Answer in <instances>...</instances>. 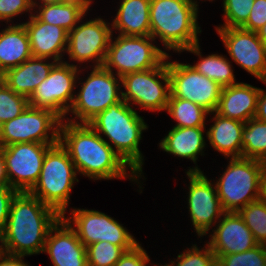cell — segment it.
I'll return each mask as SVG.
<instances>
[{
  "label": "cell",
  "instance_id": "cell-1",
  "mask_svg": "<svg viewBox=\"0 0 266 266\" xmlns=\"http://www.w3.org/2000/svg\"><path fill=\"white\" fill-rule=\"evenodd\" d=\"M59 142L67 150L77 174L92 180L128 179L141 184L140 177L89 124L62 120ZM130 169V172L127 171ZM129 172V175L127 174Z\"/></svg>",
  "mask_w": 266,
  "mask_h": 266
},
{
  "label": "cell",
  "instance_id": "cell-2",
  "mask_svg": "<svg viewBox=\"0 0 266 266\" xmlns=\"http://www.w3.org/2000/svg\"><path fill=\"white\" fill-rule=\"evenodd\" d=\"M61 216L29 192L13 198L0 241L1 253L25 257L43 253L49 230Z\"/></svg>",
  "mask_w": 266,
  "mask_h": 266
},
{
  "label": "cell",
  "instance_id": "cell-3",
  "mask_svg": "<svg viewBox=\"0 0 266 266\" xmlns=\"http://www.w3.org/2000/svg\"><path fill=\"white\" fill-rule=\"evenodd\" d=\"M124 162L141 178L144 156L139 150L144 130L148 129L142 116L123 99L110 105L88 123ZM103 136H102V135Z\"/></svg>",
  "mask_w": 266,
  "mask_h": 266
},
{
  "label": "cell",
  "instance_id": "cell-4",
  "mask_svg": "<svg viewBox=\"0 0 266 266\" xmlns=\"http://www.w3.org/2000/svg\"><path fill=\"white\" fill-rule=\"evenodd\" d=\"M198 6L191 0H151L150 36L179 54L200 43Z\"/></svg>",
  "mask_w": 266,
  "mask_h": 266
},
{
  "label": "cell",
  "instance_id": "cell-5",
  "mask_svg": "<svg viewBox=\"0 0 266 266\" xmlns=\"http://www.w3.org/2000/svg\"><path fill=\"white\" fill-rule=\"evenodd\" d=\"M77 175L67 150L58 142L47 150L39 179L29 193L62 217L69 207L72 188L79 182Z\"/></svg>",
  "mask_w": 266,
  "mask_h": 266
},
{
  "label": "cell",
  "instance_id": "cell-6",
  "mask_svg": "<svg viewBox=\"0 0 266 266\" xmlns=\"http://www.w3.org/2000/svg\"><path fill=\"white\" fill-rule=\"evenodd\" d=\"M219 179L214 182L224 212H238L259 199L260 177L266 162L233 157Z\"/></svg>",
  "mask_w": 266,
  "mask_h": 266
},
{
  "label": "cell",
  "instance_id": "cell-7",
  "mask_svg": "<svg viewBox=\"0 0 266 266\" xmlns=\"http://www.w3.org/2000/svg\"><path fill=\"white\" fill-rule=\"evenodd\" d=\"M75 93L73 103L67 112L71 118L64 119L71 123L88 124L110 105L122 100L121 77L104 66L92 67L90 74ZM77 118V119H76Z\"/></svg>",
  "mask_w": 266,
  "mask_h": 266
},
{
  "label": "cell",
  "instance_id": "cell-8",
  "mask_svg": "<svg viewBox=\"0 0 266 266\" xmlns=\"http://www.w3.org/2000/svg\"><path fill=\"white\" fill-rule=\"evenodd\" d=\"M110 39L103 66L122 77L125 74L158 67L169 53L155 46L151 36H123ZM114 40V41H113ZM114 68V69H113Z\"/></svg>",
  "mask_w": 266,
  "mask_h": 266
},
{
  "label": "cell",
  "instance_id": "cell-9",
  "mask_svg": "<svg viewBox=\"0 0 266 266\" xmlns=\"http://www.w3.org/2000/svg\"><path fill=\"white\" fill-rule=\"evenodd\" d=\"M122 99L152 112L166 111L170 96V78L166 59L156 68L132 72L121 77Z\"/></svg>",
  "mask_w": 266,
  "mask_h": 266
},
{
  "label": "cell",
  "instance_id": "cell-10",
  "mask_svg": "<svg viewBox=\"0 0 266 266\" xmlns=\"http://www.w3.org/2000/svg\"><path fill=\"white\" fill-rule=\"evenodd\" d=\"M61 121L51 110L28 106L20 115L0 126V147L25 142L57 144Z\"/></svg>",
  "mask_w": 266,
  "mask_h": 266
},
{
  "label": "cell",
  "instance_id": "cell-11",
  "mask_svg": "<svg viewBox=\"0 0 266 266\" xmlns=\"http://www.w3.org/2000/svg\"><path fill=\"white\" fill-rule=\"evenodd\" d=\"M80 73L77 64L58 62L28 99L29 106L51 110L64 120L79 87L77 80H84L78 77Z\"/></svg>",
  "mask_w": 266,
  "mask_h": 266
},
{
  "label": "cell",
  "instance_id": "cell-12",
  "mask_svg": "<svg viewBox=\"0 0 266 266\" xmlns=\"http://www.w3.org/2000/svg\"><path fill=\"white\" fill-rule=\"evenodd\" d=\"M70 214L69 217L63 215L62 218L76 232L85 247L98 241H107L127 251L139 243L126 227L103 212L73 208Z\"/></svg>",
  "mask_w": 266,
  "mask_h": 266
},
{
  "label": "cell",
  "instance_id": "cell-13",
  "mask_svg": "<svg viewBox=\"0 0 266 266\" xmlns=\"http://www.w3.org/2000/svg\"><path fill=\"white\" fill-rule=\"evenodd\" d=\"M185 173L189 179L188 214L194 230L201 238L206 236L210 228L217 224L224 211L214 181L212 183V179H208L198 165L194 168L189 167Z\"/></svg>",
  "mask_w": 266,
  "mask_h": 266
},
{
  "label": "cell",
  "instance_id": "cell-14",
  "mask_svg": "<svg viewBox=\"0 0 266 266\" xmlns=\"http://www.w3.org/2000/svg\"><path fill=\"white\" fill-rule=\"evenodd\" d=\"M167 66L170 78V96L189 100L206 109L209 113L217 108L222 86L208 77L198 73L191 64L170 62Z\"/></svg>",
  "mask_w": 266,
  "mask_h": 266
},
{
  "label": "cell",
  "instance_id": "cell-15",
  "mask_svg": "<svg viewBox=\"0 0 266 266\" xmlns=\"http://www.w3.org/2000/svg\"><path fill=\"white\" fill-rule=\"evenodd\" d=\"M82 20L68 32L66 53L79 65L93 62L92 67L103 66L113 33L111 24L99 16L86 22Z\"/></svg>",
  "mask_w": 266,
  "mask_h": 266
},
{
  "label": "cell",
  "instance_id": "cell-16",
  "mask_svg": "<svg viewBox=\"0 0 266 266\" xmlns=\"http://www.w3.org/2000/svg\"><path fill=\"white\" fill-rule=\"evenodd\" d=\"M55 144L25 142L0 147L8 184L18 192H29L37 183L45 154Z\"/></svg>",
  "mask_w": 266,
  "mask_h": 266
},
{
  "label": "cell",
  "instance_id": "cell-17",
  "mask_svg": "<svg viewBox=\"0 0 266 266\" xmlns=\"http://www.w3.org/2000/svg\"><path fill=\"white\" fill-rule=\"evenodd\" d=\"M215 29L233 62L261 81L266 71V47L257 32L241 27Z\"/></svg>",
  "mask_w": 266,
  "mask_h": 266
},
{
  "label": "cell",
  "instance_id": "cell-18",
  "mask_svg": "<svg viewBox=\"0 0 266 266\" xmlns=\"http://www.w3.org/2000/svg\"><path fill=\"white\" fill-rule=\"evenodd\" d=\"M214 227L207 244L215 256L246 252L258 245L238 212H224Z\"/></svg>",
  "mask_w": 266,
  "mask_h": 266
},
{
  "label": "cell",
  "instance_id": "cell-19",
  "mask_svg": "<svg viewBox=\"0 0 266 266\" xmlns=\"http://www.w3.org/2000/svg\"><path fill=\"white\" fill-rule=\"evenodd\" d=\"M43 253L53 266H88L86 247L62 217L49 230Z\"/></svg>",
  "mask_w": 266,
  "mask_h": 266
},
{
  "label": "cell",
  "instance_id": "cell-20",
  "mask_svg": "<svg viewBox=\"0 0 266 266\" xmlns=\"http://www.w3.org/2000/svg\"><path fill=\"white\" fill-rule=\"evenodd\" d=\"M23 24L27 30L34 57L64 62L63 53H66L68 39V32L65 29L42 22L34 14Z\"/></svg>",
  "mask_w": 266,
  "mask_h": 266
},
{
  "label": "cell",
  "instance_id": "cell-21",
  "mask_svg": "<svg viewBox=\"0 0 266 266\" xmlns=\"http://www.w3.org/2000/svg\"><path fill=\"white\" fill-rule=\"evenodd\" d=\"M260 92L261 88L243 82L222 87L215 112L245 123L255 117Z\"/></svg>",
  "mask_w": 266,
  "mask_h": 266
},
{
  "label": "cell",
  "instance_id": "cell-22",
  "mask_svg": "<svg viewBox=\"0 0 266 266\" xmlns=\"http://www.w3.org/2000/svg\"><path fill=\"white\" fill-rule=\"evenodd\" d=\"M48 58L34 57L27 59L19 66L13 67L0 75V79L15 93L27 99L36 87L48 77L52 68L58 63Z\"/></svg>",
  "mask_w": 266,
  "mask_h": 266
},
{
  "label": "cell",
  "instance_id": "cell-23",
  "mask_svg": "<svg viewBox=\"0 0 266 266\" xmlns=\"http://www.w3.org/2000/svg\"><path fill=\"white\" fill-rule=\"evenodd\" d=\"M205 130L206 127H172L160 140L159 147L174 157L190 159L197 165L198 155H205Z\"/></svg>",
  "mask_w": 266,
  "mask_h": 266
},
{
  "label": "cell",
  "instance_id": "cell-24",
  "mask_svg": "<svg viewBox=\"0 0 266 266\" xmlns=\"http://www.w3.org/2000/svg\"><path fill=\"white\" fill-rule=\"evenodd\" d=\"M213 114V124L207 129L206 138L209 144L225 158L242 157V130L245 123Z\"/></svg>",
  "mask_w": 266,
  "mask_h": 266
},
{
  "label": "cell",
  "instance_id": "cell-25",
  "mask_svg": "<svg viewBox=\"0 0 266 266\" xmlns=\"http://www.w3.org/2000/svg\"><path fill=\"white\" fill-rule=\"evenodd\" d=\"M111 28L123 36H150V1L119 0Z\"/></svg>",
  "mask_w": 266,
  "mask_h": 266
},
{
  "label": "cell",
  "instance_id": "cell-26",
  "mask_svg": "<svg viewBox=\"0 0 266 266\" xmlns=\"http://www.w3.org/2000/svg\"><path fill=\"white\" fill-rule=\"evenodd\" d=\"M0 31V75H2L8 69L19 66L33 55L23 22L12 23Z\"/></svg>",
  "mask_w": 266,
  "mask_h": 266
},
{
  "label": "cell",
  "instance_id": "cell-27",
  "mask_svg": "<svg viewBox=\"0 0 266 266\" xmlns=\"http://www.w3.org/2000/svg\"><path fill=\"white\" fill-rule=\"evenodd\" d=\"M188 51L196 56H199V61L191 65L198 73L208 77L209 79L217 82L220 86L226 87L237 84L234 71L232 69L231 61L227 56L219 54H211L203 57L199 43L194 44ZM226 57V58H225Z\"/></svg>",
  "mask_w": 266,
  "mask_h": 266
},
{
  "label": "cell",
  "instance_id": "cell-28",
  "mask_svg": "<svg viewBox=\"0 0 266 266\" xmlns=\"http://www.w3.org/2000/svg\"><path fill=\"white\" fill-rule=\"evenodd\" d=\"M33 14L42 22L60 26L70 32L84 18L88 10L76 2L40 5Z\"/></svg>",
  "mask_w": 266,
  "mask_h": 266
},
{
  "label": "cell",
  "instance_id": "cell-29",
  "mask_svg": "<svg viewBox=\"0 0 266 266\" xmlns=\"http://www.w3.org/2000/svg\"><path fill=\"white\" fill-rule=\"evenodd\" d=\"M166 111L176 121L174 127H206L205 120L210 115L200 105L177 97H169Z\"/></svg>",
  "mask_w": 266,
  "mask_h": 266
},
{
  "label": "cell",
  "instance_id": "cell-30",
  "mask_svg": "<svg viewBox=\"0 0 266 266\" xmlns=\"http://www.w3.org/2000/svg\"><path fill=\"white\" fill-rule=\"evenodd\" d=\"M242 157L266 162V122L252 118L242 130Z\"/></svg>",
  "mask_w": 266,
  "mask_h": 266
},
{
  "label": "cell",
  "instance_id": "cell-31",
  "mask_svg": "<svg viewBox=\"0 0 266 266\" xmlns=\"http://www.w3.org/2000/svg\"><path fill=\"white\" fill-rule=\"evenodd\" d=\"M258 244L266 245V204L256 200L238 211Z\"/></svg>",
  "mask_w": 266,
  "mask_h": 266
},
{
  "label": "cell",
  "instance_id": "cell-32",
  "mask_svg": "<svg viewBox=\"0 0 266 266\" xmlns=\"http://www.w3.org/2000/svg\"><path fill=\"white\" fill-rule=\"evenodd\" d=\"M29 106V100L15 93L0 79V126L20 115Z\"/></svg>",
  "mask_w": 266,
  "mask_h": 266
},
{
  "label": "cell",
  "instance_id": "cell-33",
  "mask_svg": "<svg viewBox=\"0 0 266 266\" xmlns=\"http://www.w3.org/2000/svg\"><path fill=\"white\" fill-rule=\"evenodd\" d=\"M88 266H115L125 252L120 246L98 241L86 247Z\"/></svg>",
  "mask_w": 266,
  "mask_h": 266
},
{
  "label": "cell",
  "instance_id": "cell-34",
  "mask_svg": "<svg viewBox=\"0 0 266 266\" xmlns=\"http://www.w3.org/2000/svg\"><path fill=\"white\" fill-rule=\"evenodd\" d=\"M203 248L193 244L177 255V259L162 266H216L217 259L215 253L206 243Z\"/></svg>",
  "mask_w": 266,
  "mask_h": 266
},
{
  "label": "cell",
  "instance_id": "cell-35",
  "mask_svg": "<svg viewBox=\"0 0 266 266\" xmlns=\"http://www.w3.org/2000/svg\"><path fill=\"white\" fill-rule=\"evenodd\" d=\"M216 266H266V245L258 244L246 252L216 256Z\"/></svg>",
  "mask_w": 266,
  "mask_h": 266
},
{
  "label": "cell",
  "instance_id": "cell-36",
  "mask_svg": "<svg viewBox=\"0 0 266 266\" xmlns=\"http://www.w3.org/2000/svg\"><path fill=\"white\" fill-rule=\"evenodd\" d=\"M223 25L217 27H241L248 19L254 0H223Z\"/></svg>",
  "mask_w": 266,
  "mask_h": 266
},
{
  "label": "cell",
  "instance_id": "cell-37",
  "mask_svg": "<svg viewBox=\"0 0 266 266\" xmlns=\"http://www.w3.org/2000/svg\"><path fill=\"white\" fill-rule=\"evenodd\" d=\"M24 12H29V17L33 14L31 0H0V22L5 21L6 24H11L14 17Z\"/></svg>",
  "mask_w": 266,
  "mask_h": 266
},
{
  "label": "cell",
  "instance_id": "cell-38",
  "mask_svg": "<svg viewBox=\"0 0 266 266\" xmlns=\"http://www.w3.org/2000/svg\"><path fill=\"white\" fill-rule=\"evenodd\" d=\"M266 23V0H254L247 21L241 28L257 32Z\"/></svg>",
  "mask_w": 266,
  "mask_h": 266
},
{
  "label": "cell",
  "instance_id": "cell-39",
  "mask_svg": "<svg viewBox=\"0 0 266 266\" xmlns=\"http://www.w3.org/2000/svg\"><path fill=\"white\" fill-rule=\"evenodd\" d=\"M146 252L138 243L132 249L125 251L115 266H147L150 257Z\"/></svg>",
  "mask_w": 266,
  "mask_h": 266
},
{
  "label": "cell",
  "instance_id": "cell-40",
  "mask_svg": "<svg viewBox=\"0 0 266 266\" xmlns=\"http://www.w3.org/2000/svg\"><path fill=\"white\" fill-rule=\"evenodd\" d=\"M18 191L9 185L0 186V241L4 234L10 206Z\"/></svg>",
  "mask_w": 266,
  "mask_h": 266
},
{
  "label": "cell",
  "instance_id": "cell-41",
  "mask_svg": "<svg viewBox=\"0 0 266 266\" xmlns=\"http://www.w3.org/2000/svg\"><path fill=\"white\" fill-rule=\"evenodd\" d=\"M23 259L24 257L10 256L0 253V266H30Z\"/></svg>",
  "mask_w": 266,
  "mask_h": 266
},
{
  "label": "cell",
  "instance_id": "cell-42",
  "mask_svg": "<svg viewBox=\"0 0 266 266\" xmlns=\"http://www.w3.org/2000/svg\"><path fill=\"white\" fill-rule=\"evenodd\" d=\"M255 118L266 122V90L261 89L258 97Z\"/></svg>",
  "mask_w": 266,
  "mask_h": 266
},
{
  "label": "cell",
  "instance_id": "cell-43",
  "mask_svg": "<svg viewBox=\"0 0 266 266\" xmlns=\"http://www.w3.org/2000/svg\"><path fill=\"white\" fill-rule=\"evenodd\" d=\"M259 200L266 204V167L260 177Z\"/></svg>",
  "mask_w": 266,
  "mask_h": 266
},
{
  "label": "cell",
  "instance_id": "cell-44",
  "mask_svg": "<svg viewBox=\"0 0 266 266\" xmlns=\"http://www.w3.org/2000/svg\"><path fill=\"white\" fill-rule=\"evenodd\" d=\"M8 184V178L6 175L5 162L2 151L0 150V186H6Z\"/></svg>",
  "mask_w": 266,
  "mask_h": 266
},
{
  "label": "cell",
  "instance_id": "cell-45",
  "mask_svg": "<svg viewBox=\"0 0 266 266\" xmlns=\"http://www.w3.org/2000/svg\"><path fill=\"white\" fill-rule=\"evenodd\" d=\"M66 2V0H39L37 2V0H31V4L33 7V10L40 5H45V4H59V3H63Z\"/></svg>",
  "mask_w": 266,
  "mask_h": 266
},
{
  "label": "cell",
  "instance_id": "cell-46",
  "mask_svg": "<svg viewBox=\"0 0 266 266\" xmlns=\"http://www.w3.org/2000/svg\"><path fill=\"white\" fill-rule=\"evenodd\" d=\"M257 34L262 44L266 47V23L257 31Z\"/></svg>",
  "mask_w": 266,
  "mask_h": 266
},
{
  "label": "cell",
  "instance_id": "cell-47",
  "mask_svg": "<svg viewBox=\"0 0 266 266\" xmlns=\"http://www.w3.org/2000/svg\"><path fill=\"white\" fill-rule=\"evenodd\" d=\"M66 1L79 3L87 10H90L91 4L93 3L92 0H66Z\"/></svg>",
  "mask_w": 266,
  "mask_h": 266
},
{
  "label": "cell",
  "instance_id": "cell-48",
  "mask_svg": "<svg viewBox=\"0 0 266 266\" xmlns=\"http://www.w3.org/2000/svg\"><path fill=\"white\" fill-rule=\"evenodd\" d=\"M264 84H266V71H265V74H264V76H263V78H262V80H261Z\"/></svg>",
  "mask_w": 266,
  "mask_h": 266
},
{
  "label": "cell",
  "instance_id": "cell-49",
  "mask_svg": "<svg viewBox=\"0 0 266 266\" xmlns=\"http://www.w3.org/2000/svg\"><path fill=\"white\" fill-rule=\"evenodd\" d=\"M204 1H206V0H204ZM208 1L212 2L213 0H208ZM194 3H196L198 5L199 2H197V0H194Z\"/></svg>",
  "mask_w": 266,
  "mask_h": 266
}]
</instances>
